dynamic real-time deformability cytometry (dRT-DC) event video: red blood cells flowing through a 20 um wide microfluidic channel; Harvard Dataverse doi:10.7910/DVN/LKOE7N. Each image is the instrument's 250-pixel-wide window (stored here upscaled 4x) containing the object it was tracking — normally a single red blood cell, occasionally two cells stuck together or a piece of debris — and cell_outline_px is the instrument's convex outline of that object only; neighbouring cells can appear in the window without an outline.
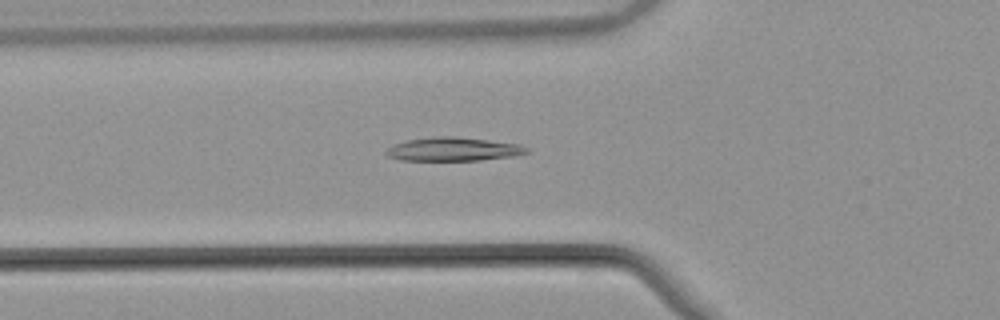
{"species": "common noctule bat (a hibernating species)", "species_latin": "Nyctalus noctula", "temperature_condition": "warm", "stored_images_in_passage": 49, "camera_frame_rate_fps": 3000, "um_per_image_px": 0.085, "animal": {"sex": "male", "body_mass_g": 21.5, "forearm_length_mm": 52.0}, "frame": {"image": 1, "passage_image": 14, "time_ms": 4.333, "image_size_px": [1000, 320], "cell_outline_px": [[528, 152], [512, 156], [480, 160], [400, 160], [388, 156], [384, 152], [388, 148], [396, 144], [408, 140], [432, 136], [456, 136], [516, 144], [528, 148]], "centroid_in_image_um": [38.48, 12.68], "position_along_channel_um": 87.3, "area_um2": 19.02}}
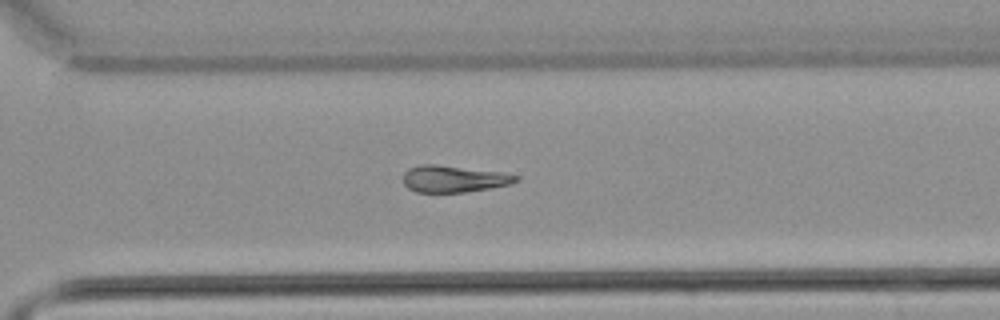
{"frame": {"image": 2, "passage_image": 33, "time_ms": 10.667, "image_size_px": [1000, 320], "cell_outline_px": [[520, 180], [512, 184], [464, 192], [416, 192], [408, 188], [404, 184], [404, 172], [408, 168], [420, 164], [436, 164], [504, 172], [520, 176]], "centroid_in_image_um": [38.6, 15.19], "position_along_channel_um": 332.0, "area_um2": 17.74}}
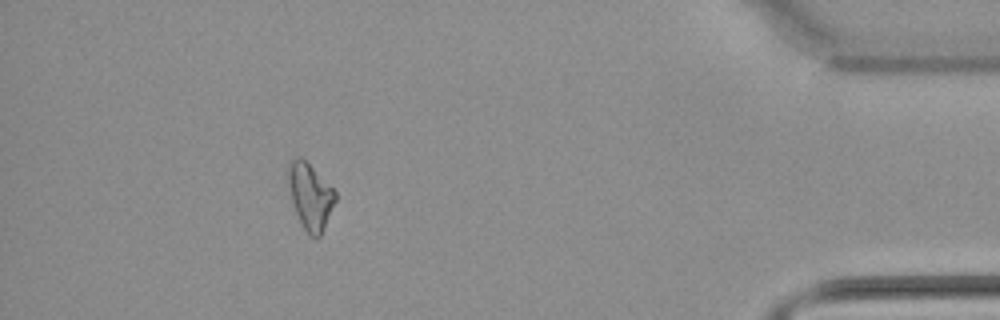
{"frame": {"image": 3, "passage_image": 43, "time_ms": 14.0, "image_size_px": [1000, 320], "cell_outline_px": [[336, 200], [324, 228], [320, 236], [316, 240], [308, 236], [300, 224], [292, 200], [288, 184], [288, 160], [296, 156], [300, 156], [336, 192]], "centroid_in_image_um": [26.35, 16.72], "position_along_channel_um": 408.9, "area_um2": 18.09}}